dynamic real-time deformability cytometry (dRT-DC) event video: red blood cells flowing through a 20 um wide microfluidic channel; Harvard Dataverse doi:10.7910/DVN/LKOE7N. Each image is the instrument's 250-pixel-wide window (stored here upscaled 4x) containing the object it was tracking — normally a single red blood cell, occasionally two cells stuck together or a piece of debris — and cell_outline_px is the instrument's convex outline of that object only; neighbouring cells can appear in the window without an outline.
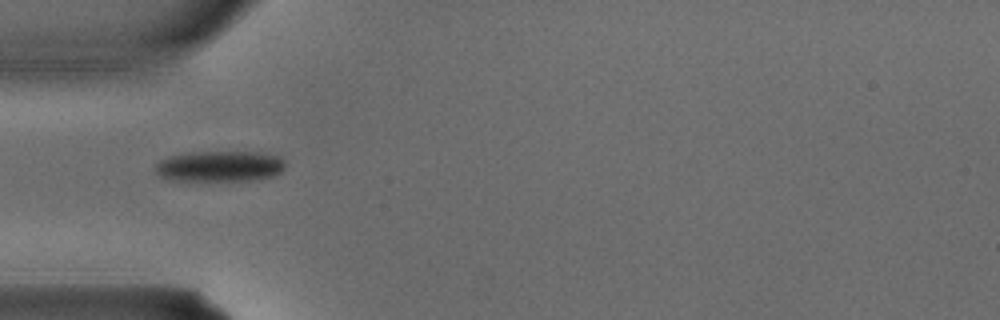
{"species": "common noctule bat (a hibernating species)", "species_latin": "Nyctalus noctula", "temperature_condition": "warm", "stored_images_in_passage": 3, "camera_frame_rate_fps": 3000, "um_per_image_px": 0.085, "animal": {"sex": "male", "body_mass_g": 15.6}, "frame": {"image": 1, "passage_image": 3, "time_ms": 0.667, "image_size_px": [1000, 320], "cell_outline_px": [[284, 168], [280, 172], [272, 176], [252, 180], [164, 180], [152, 168], [160, 160], [172, 156], [192, 152], [260, 152], [280, 156], [284, 160]], "centroid_in_image_um": [18.66, 14.13], "position_along_channel_um": 66.3, "area_um2": 23.29}}